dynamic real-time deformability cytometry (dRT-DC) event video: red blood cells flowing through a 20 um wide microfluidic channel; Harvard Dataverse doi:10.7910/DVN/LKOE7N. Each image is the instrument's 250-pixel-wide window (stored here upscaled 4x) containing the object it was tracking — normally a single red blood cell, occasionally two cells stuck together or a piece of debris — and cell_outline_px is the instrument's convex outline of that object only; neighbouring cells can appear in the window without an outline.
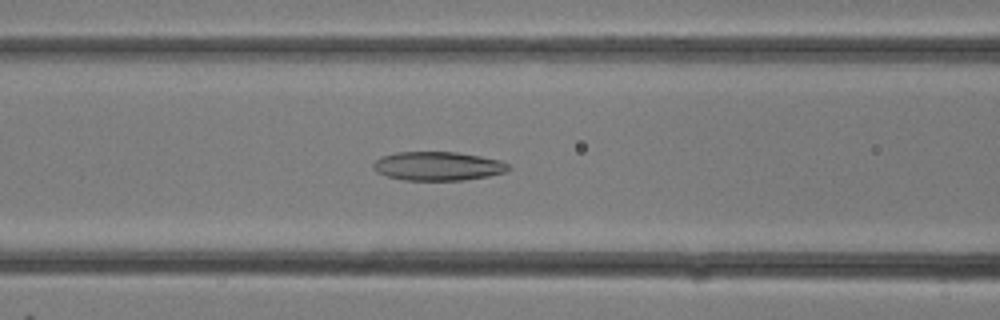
{"species": "common noctule bat (a hibernating species)", "species_latin": "Nyctalus noctula", "temperature_condition": "room temperature", "stored_images_in_passage": 30, "camera_frame_rate_fps": 3000, "um_per_image_px": 0.085, "animal": {"sex": "female"}, "frame": {"image": 1, "passage_image": 12, "time_ms": 3.667, "image_size_px": [1000, 320], "cell_outline_px": [[512, 168], [504, 172], [488, 176], [464, 180], [404, 180], [388, 176], [376, 172], [372, 168], [372, 164], [380, 156], [396, 152], [456, 152], [480, 156], [500, 160], [508, 164]], "centroid_in_image_um": [37.2, 14.11], "position_along_channel_um": 129.4, "area_um2": 22.77}}
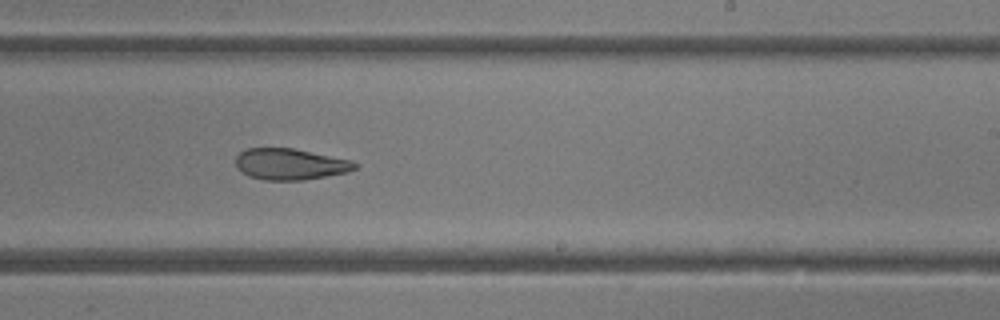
{"frame": {"image": 2, "passage_image": 18, "time_ms": 5.667, "image_size_px": [1000, 320], "cell_outline_px": [[360, 164], [356, 168], [348, 172], [304, 180], [264, 180], [248, 176], [236, 164], [236, 156], [240, 152], [248, 148], [292, 148], [352, 160]], "centroid_in_image_um": [24.7, 13.95], "position_along_channel_um": 264.3, "area_um2": 21.62}}
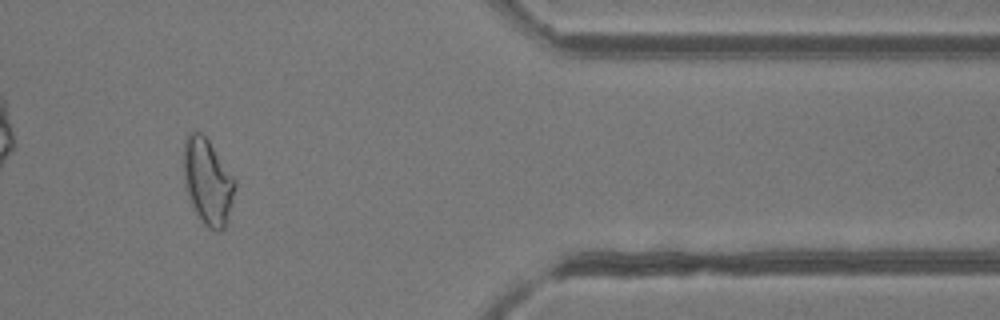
{"frame": {"image": 3, "passage_image": 25, "time_ms": 8.0, "image_size_px": [1000, 320], "cell_outline_px": [[236, 188], [224, 228], [220, 232], [216, 232], [208, 228], [200, 220], [192, 208], [184, 184], [184, 140], [188, 132], [192, 128], [196, 128], [208, 140], [236, 180]], "centroid_in_image_um": [17.63, 15.42], "position_along_channel_um": 393.8, "area_um2": 25.95}}